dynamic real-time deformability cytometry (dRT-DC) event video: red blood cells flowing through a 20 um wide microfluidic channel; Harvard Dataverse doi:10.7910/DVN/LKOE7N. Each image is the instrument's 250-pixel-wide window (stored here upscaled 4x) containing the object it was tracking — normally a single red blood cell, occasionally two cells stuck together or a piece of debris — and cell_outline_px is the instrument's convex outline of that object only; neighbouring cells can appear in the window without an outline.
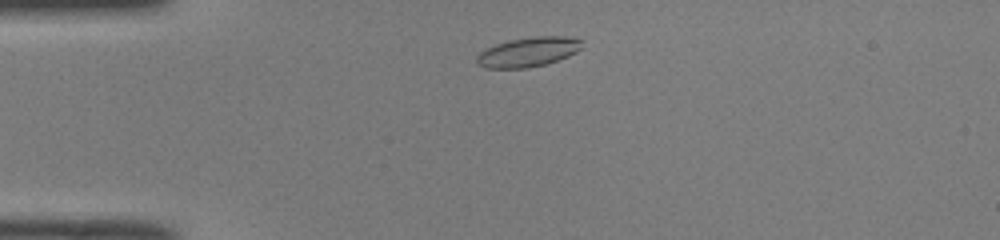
{"species": "common noctule bat (a hibernating species)", "species_latin": "Nyctalus noctula", "temperature_condition": "room temperature", "stored_images_in_passage": 42, "camera_frame_rate_fps": 3000, "um_per_image_px": 0.085, "animal": {"sex": "male", "body_mass_g": 19.0, "forearm_length_mm": 50.8}, "frame": {"image": 1, "passage_image": 3, "time_ms": 0.667, "image_size_px": [1000, 240], "cell_outline_px": [[584, 40], [580, 48], [576, 52], [568, 56], [544, 64], [528, 68], [484, 68], [476, 60], [476, 56], [480, 52], [496, 44], [508, 40], [532, 36], [564, 36]], "centroid_in_image_um": [44.9, 4.41], "position_along_channel_um": 40.1, "area_um2": 18.03}}
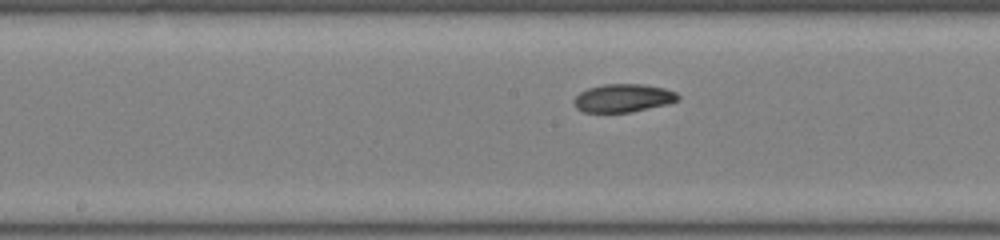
{"frame": {"image": 2, "passage_image": 17, "time_ms": 5.333, "image_size_px": [1000, 240], "cell_outline_px": [[680, 96], [676, 100], [668, 104], [632, 112], [584, 112], [576, 108], [572, 100], [580, 92], [588, 88], [604, 84], [644, 84], [664, 88], [676, 92]], "centroid_in_image_um": [52.95, 8.33], "position_along_channel_um": 195.2, "area_um2": 17.11}}
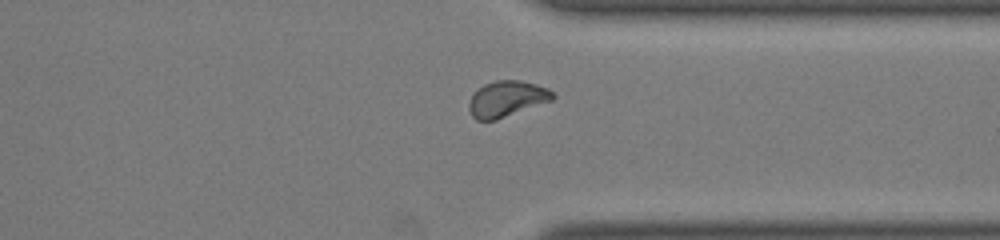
{"frame": {"image": 3, "passage_image": 30, "time_ms": 9.667, "image_size_px": [1000, 240], "cell_outline_px": [[556, 96], [552, 100], [496, 120], [476, 120], [472, 116], [468, 108], [468, 104], [472, 96], [484, 84], [496, 80], [520, 80], [536, 84], [548, 88]], "centroid_in_image_um": [43.08, 8.4], "position_along_channel_um": 368.3, "area_um2": 17.4}, "authors_computed_cell_mechanics": {"area_um2": 17.4845, "velocity_mm_per_s": 3.9883, "shape_relaxation_time_tau1_ms": 4.4684, "shape_relaxation_time_tau2_ms": 4.234, "deformation_change_tau1": 0.1515, "deformation_change_tau2": 0.083}}